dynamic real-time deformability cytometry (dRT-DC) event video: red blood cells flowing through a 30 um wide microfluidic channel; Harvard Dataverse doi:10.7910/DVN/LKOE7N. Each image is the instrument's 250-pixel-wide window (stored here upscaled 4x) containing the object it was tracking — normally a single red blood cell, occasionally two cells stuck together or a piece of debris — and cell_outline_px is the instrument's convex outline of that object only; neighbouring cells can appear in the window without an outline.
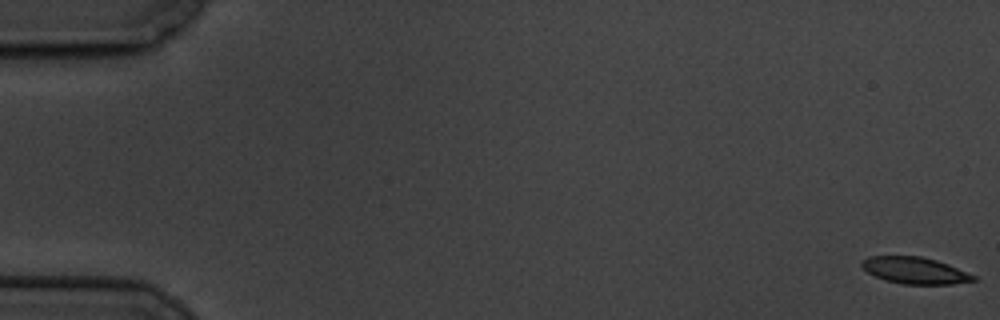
{"species": "common noctule bat (a hibernating species)", "species_latin": "Nyctalus noctula", "temperature_condition": "cold", "stored_images_in_passage": 5, "camera_frame_rate_fps": 3000, "um_per_image_px": 0.085, "animal": {"sex": "male", "body_mass_g": 19.5, "forearm_length_mm": 54.6}, "frame": {"image": 1, "passage_image": 1, "time_ms": 0.0, "image_size_px": [1000, 320], "cell_outline_px": [[976, 280], [952, 284], [904, 284], [884, 280], [868, 272], [860, 264], [860, 260], [868, 256], [920, 256], [936, 260], [948, 264], [976, 276]], "centroid_in_image_um": [77.74, 22.98], "position_along_channel_um": 7.3, "area_um2": 17.28}}
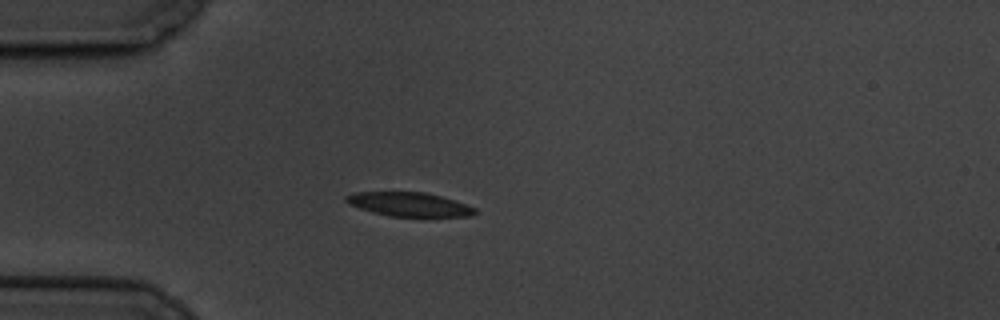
{"frame": {"image": 2, "passage_image": 5, "time_ms": 5.333, "image_size_px": [1000, 320], "cell_outline_px": [[480, 212], [472, 216], [388, 216], [372, 212], [348, 204], [344, 200], [344, 196], [356, 192], [424, 192], [440, 196], [476, 208]], "centroid_in_image_um": [34.76, 17.37], "position_along_channel_um": 50.2, "area_um2": 17.92}}